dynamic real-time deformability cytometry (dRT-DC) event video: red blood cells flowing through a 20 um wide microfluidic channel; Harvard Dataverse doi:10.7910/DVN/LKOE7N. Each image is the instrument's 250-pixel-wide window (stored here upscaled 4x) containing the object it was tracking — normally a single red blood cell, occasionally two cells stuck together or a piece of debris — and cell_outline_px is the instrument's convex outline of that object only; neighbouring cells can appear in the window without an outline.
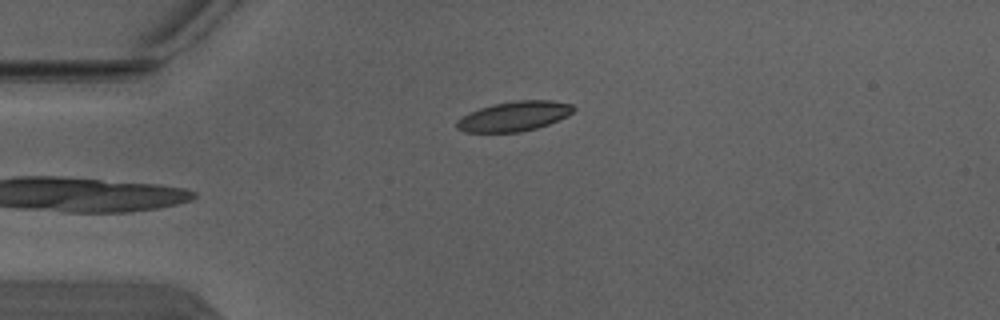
{"species": "Egyptian fruit bat (a non-hibernating species)", "species_latin": "Rousettus aegyptiacus", "temperature_condition": "warm", "stored_images_in_passage": 4, "camera_frame_rate_fps": 3000, "um_per_image_px": 0.085, "animal": {"sex": "male"}, "frame": {"image": 1, "passage_image": 4, "time_ms": 1.0, "image_size_px": [1000, 320], "cell_outline_px": [[576, 108], [568, 116], [548, 124], [536, 128], [520, 132], [464, 132], [456, 128], [456, 120], [480, 108], [492, 104], [516, 100], [552, 100], [572, 104]], "centroid_in_image_um": [43.72, 9.87], "position_along_channel_um": 41.3, "area_um2": 20.23}}